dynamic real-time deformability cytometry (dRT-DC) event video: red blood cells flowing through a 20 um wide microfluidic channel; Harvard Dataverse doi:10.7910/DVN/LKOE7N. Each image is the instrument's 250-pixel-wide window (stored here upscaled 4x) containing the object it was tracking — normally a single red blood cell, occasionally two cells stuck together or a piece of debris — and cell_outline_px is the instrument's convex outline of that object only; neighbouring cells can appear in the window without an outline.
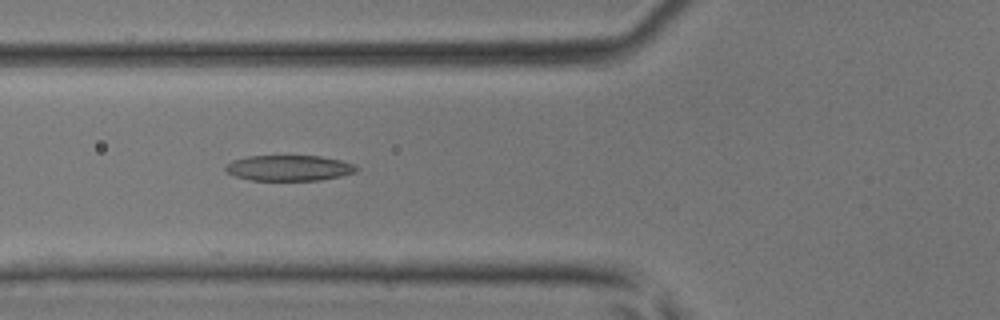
{"species": "common noctule bat (a hibernating species)", "species_latin": "Nyctalus noctula", "temperature_condition": "room temperature", "stored_images_in_passage": 30, "camera_frame_rate_fps": 3000, "um_per_image_px": 0.085, "animal": {"sex": "male", "body_mass_g": 17.9, "forearm_length_mm": 54.2}, "frame": {"image": 1, "passage_image": 17, "time_ms": 5.333, "image_size_px": [1000, 320], "cell_outline_px": [[360, 168], [356, 172], [340, 176], [320, 180], [248, 180], [236, 176], [228, 172], [224, 168], [232, 160], [248, 156], [320, 156], [340, 160], [356, 164]], "centroid_in_image_um": [24.61, 14.28], "position_along_channel_um": 101.2, "area_um2": 19.54}}
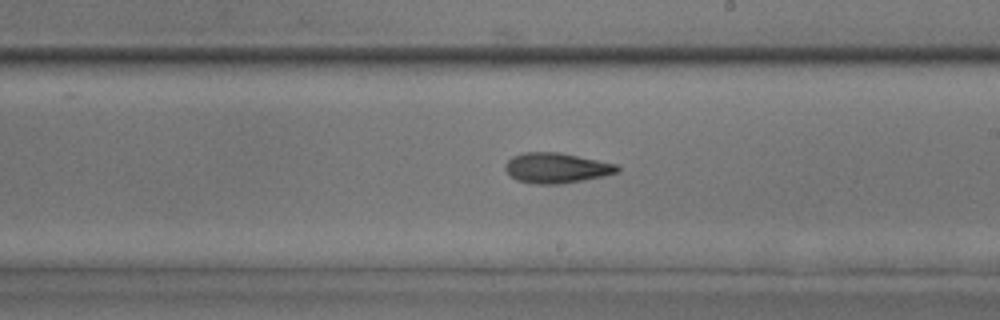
{"frame": {"image": 2, "passage_image": 26, "time_ms": 8.333, "image_size_px": [1000, 320], "cell_outline_px": [[620, 172], [604, 176], [560, 184], [532, 184], [516, 180], [504, 168], [504, 164], [512, 156], [524, 152], [560, 152], [616, 164], [620, 168]], "centroid_in_image_um": [47.29, 14.27], "position_along_channel_um": 241.7, "area_um2": 19.83}}
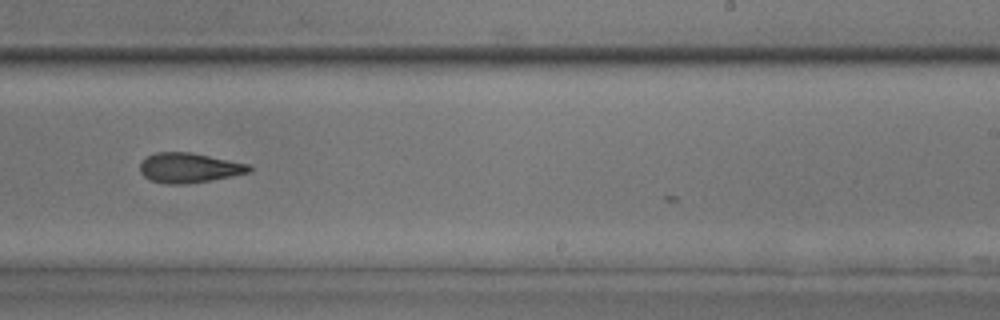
{"frame": {"image": 3, "passage_image": 28, "time_ms": 9.0, "image_size_px": [1000, 320], "cell_outline_px": [[252, 168], [248, 172], [208, 180], [184, 184], [164, 184], [148, 180], [140, 172], [140, 164], [148, 156], [156, 152], [192, 152], [248, 164]], "centroid_in_image_um": [16.01, 14.26], "position_along_channel_um": 273.0, "area_um2": 18.73}}